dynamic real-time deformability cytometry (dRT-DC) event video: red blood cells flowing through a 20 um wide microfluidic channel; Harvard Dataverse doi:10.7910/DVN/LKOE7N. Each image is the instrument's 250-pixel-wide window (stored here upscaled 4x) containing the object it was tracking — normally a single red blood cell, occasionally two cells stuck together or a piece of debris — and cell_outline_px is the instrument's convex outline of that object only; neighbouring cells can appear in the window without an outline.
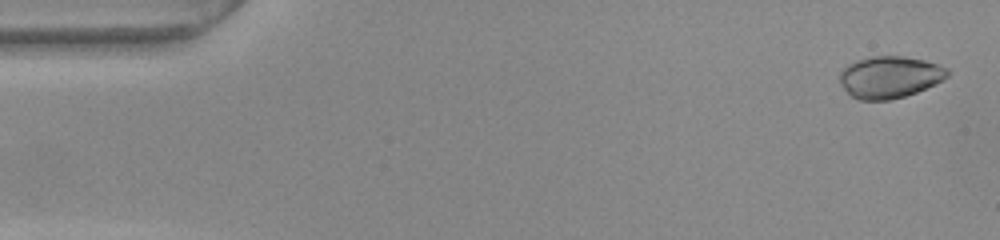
{"species": "common noctule bat (a hibernating species)", "species_latin": "Nyctalus noctula", "temperature_condition": "warm", "stored_images_in_passage": 53, "camera_frame_rate_fps": 3000, "um_per_image_px": 0.085, "animal": {"sex": "female", "body_mass_g": 22.0, "forearm_length_mm": 56.7}, "frame": {"image": 1, "passage_image": 2, "time_ms": 0.333, "image_size_px": [1000, 240], "cell_outline_px": [[948, 76], [916, 92], [904, 96], [888, 100], [860, 100], [852, 96], [840, 84], [840, 72], [848, 64], [856, 60], [872, 56], [904, 56], [924, 60], [948, 68]], "centroid_in_image_um": [75.59, 6.54], "position_along_channel_um": 9.4, "area_um2": 25.95}}
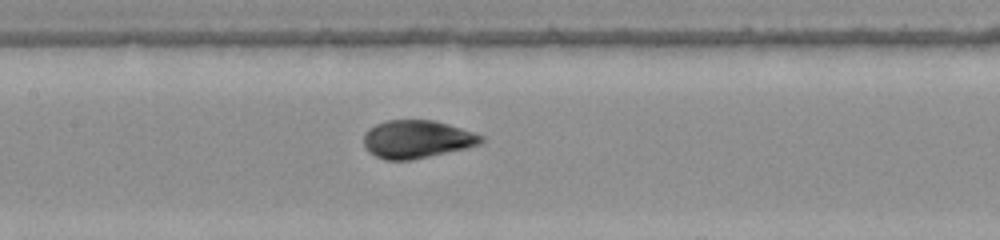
{"frame": {"image": 2, "passage_image": 25, "time_ms": 8.0, "image_size_px": [1000, 240], "cell_outline_px": [[484, 140], [480, 144], [464, 148], [412, 160], [384, 160], [368, 152], [364, 148], [364, 132], [368, 128], [376, 124], [388, 120], [432, 120], [448, 124], [484, 136]], "centroid_in_image_um": [35.38, 11.83], "position_along_channel_um": 172.0, "area_um2": 25.89}}
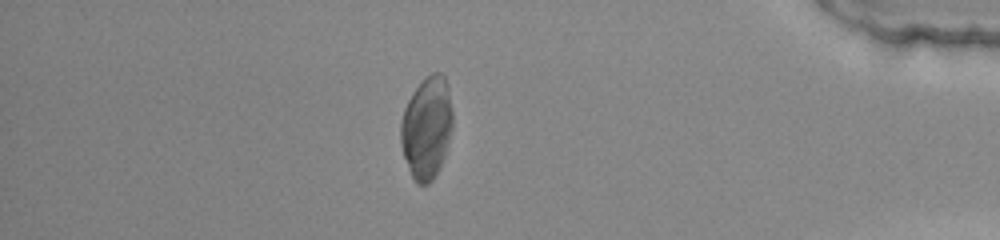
{"frame": {"image": 3, "passage_image": 46, "time_ms": 15.0, "image_size_px": [1000, 240], "cell_outline_px": [[452, 128], [448, 144], [440, 168], [432, 180], [428, 184], [416, 184], [408, 168], [400, 144], [400, 124], [404, 108], [412, 92], [432, 72], [440, 72], [444, 76], [448, 88], [452, 108]], "centroid_in_image_um": [36.26, 10.87], "position_along_channel_um": 398.9, "area_um2": 30.92}, "authors_computed_cell_mechanics": {"area_um2": 26.299, "velocity_mm_per_s": 3.8314, "shape_relaxation_time_tau1_ms": 4.8766, "shape_relaxation_time_tau2_ms": null, "deformation_change_tau1": 0.1708, "deformation_change_tau2": null}}